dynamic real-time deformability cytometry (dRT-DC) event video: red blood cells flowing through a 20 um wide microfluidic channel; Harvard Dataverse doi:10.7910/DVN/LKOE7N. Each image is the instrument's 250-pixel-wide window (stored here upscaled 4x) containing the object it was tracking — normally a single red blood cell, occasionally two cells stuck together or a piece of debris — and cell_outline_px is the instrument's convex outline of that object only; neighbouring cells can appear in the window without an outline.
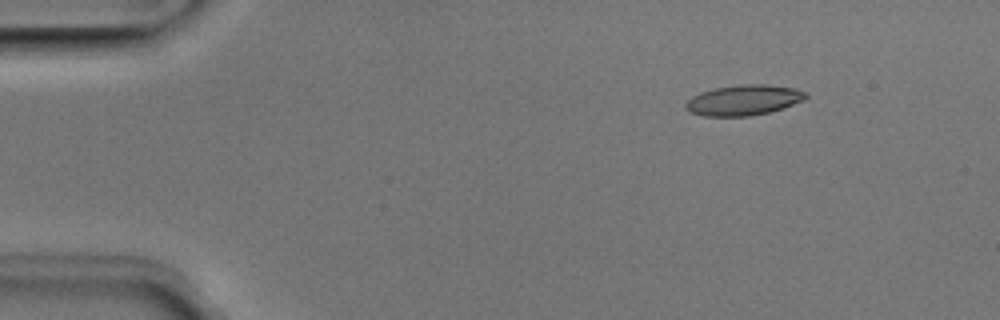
{"species": "Egyptian fruit bat (a non-hibernating species)", "species_latin": "Rousettus aegyptiacus", "temperature_condition": "room temperature", "stored_images_in_passage": 45, "camera_frame_rate_fps": 3000, "um_per_image_px": 0.085, "animal": {"sex": "male"}, "frame": {"image": 1, "passage_image": 1, "time_ms": 0.0, "image_size_px": [1000, 320], "cell_outline_px": [[808, 96], [804, 100], [768, 112], [748, 116], [704, 116], [692, 112], [684, 108], [684, 104], [692, 96], [700, 92], [712, 88], [740, 84], [768, 84], [796, 88], [804, 92]], "centroid_in_image_um": [63.18, 8.49], "position_along_channel_um": 21.8, "area_um2": 21.27}}
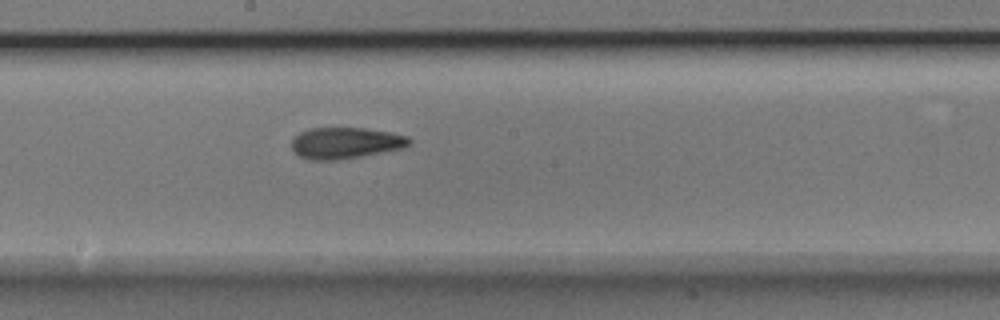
{"frame": {"image": 2, "passage_image": 22, "time_ms": 7.0, "image_size_px": [1000, 320], "cell_outline_px": [[412, 140], [404, 148], [360, 156], [336, 160], [312, 160], [300, 156], [292, 148], [292, 140], [300, 132], [312, 128], [364, 128], [388, 132], [408, 136]], "centroid_in_image_um": [29.37, 12.15], "position_along_channel_um": 218.8, "area_um2": 21.15}}
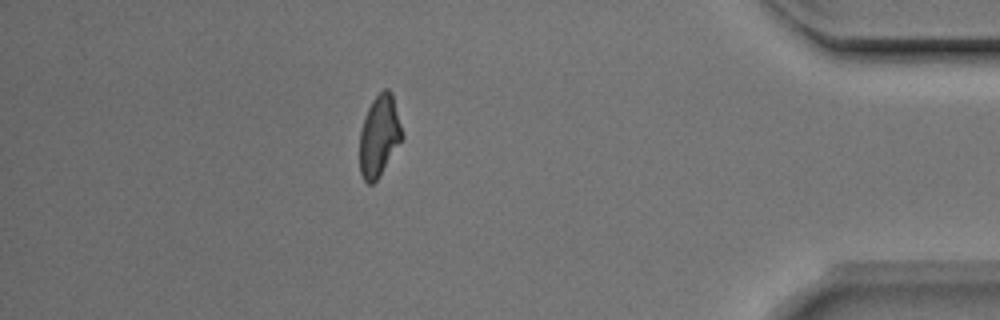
{"frame": {"image": 3, "passage_image": 39, "time_ms": 12.667, "image_size_px": [1000, 320], "cell_outline_px": [[404, 136], [376, 180], [372, 184], [368, 184], [364, 180], [360, 172], [360, 132], [364, 116], [372, 100], [384, 88], [388, 88], [392, 92]], "centroid_in_image_um": [32.23, 11.51], "position_along_channel_um": 403.0, "area_um2": 19.88}, "authors_computed_cell_mechanics": {"area_um2": 20.8658, "velocity_mm_per_s": 3.9867, "shape_relaxation_time_tau1_ms": 3.7096, "shape_relaxation_time_tau2_ms": 2.3122, "deformation_change_tau1": 0.1559, "deformation_change_tau2": 0.1105}}